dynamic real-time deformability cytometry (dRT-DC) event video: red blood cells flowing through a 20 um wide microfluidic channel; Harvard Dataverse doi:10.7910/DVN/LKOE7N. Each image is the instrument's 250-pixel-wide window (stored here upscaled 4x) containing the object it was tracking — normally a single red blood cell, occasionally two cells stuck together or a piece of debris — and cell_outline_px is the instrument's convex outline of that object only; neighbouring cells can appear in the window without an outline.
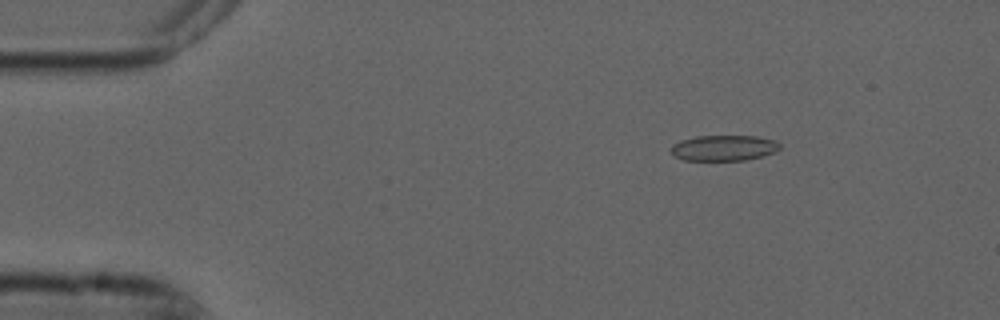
{"species": "common noctule bat (a hibernating species)", "species_latin": "Nyctalus noctula", "temperature_condition": "cold", "stored_images_in_passage": 54, "camera_frame_rate_fps": 3000, "um_per_image_px": 0.085, "animal": {"sex": "male", "forearm_length_mm": 52.5}, "frame": {"image": 1, "passage_image": 8, "time_ms": 2.333, "image_size_px": [1000, 320], "cell_outline_px": [[780, 148], [764, 156], [744, 160], [684, 160], [676, 156], [672, 152], [672, 144], [680, 140], [696, 136], [756, 136], [772, 140], [780, 144]], "centroid_in_image_um": [61.51, 12.57], "position_along_channel_um": 23.5, "area_um2": 16.07}}
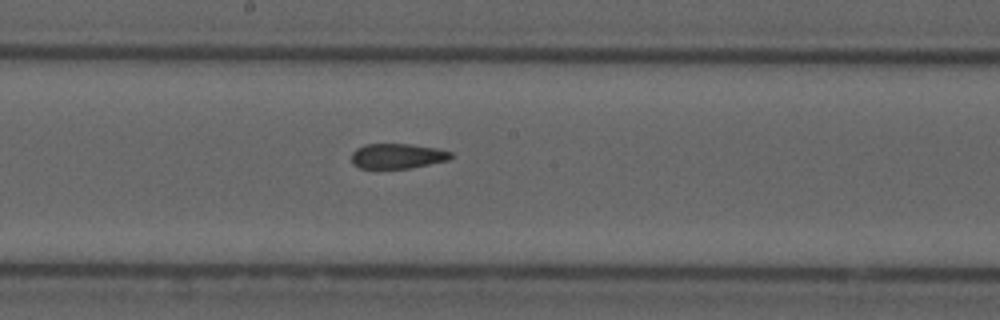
{"frame": {"image": 2, "passage_image": 29, "time_ms": 9.333, "image_size_px": [1000, 320], "cell_outline_px": [[452, 156], [448, 160], [408, 168], [360, 168], [352, 164], [352, 152], [356, 148], [364, 144], [412, 144], [436, 148], [452, 152]], "centroid_in_image_um": [33.75, 13.25], "position_along_channel_um": 214.5, "area_um2": 14.45}}
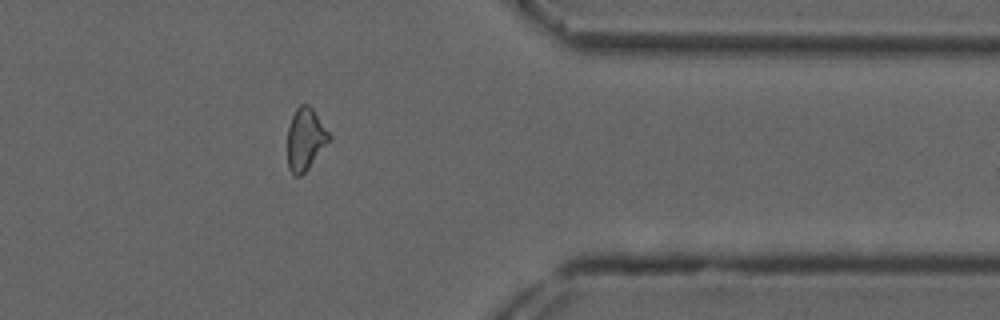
{"frame": {"image": 3, "passage_image": 44, "time_ms": 14.333, "image_size_px": [1000, 320], "cell_outline_px": [[332, 136], [308, 168], [300, 176], [292, 176], [288, 168], [288, 128], [292, 116], [296, 108], [300, 104], [308, 104], [312, 108]], "centroid_in_image_um": [25.94, 11.82], "position_along_channel_um": 385.5, "area_um2": 14.91}, "authors_computed_cell_mechanics": {"area_um2": 15.8372, "velocity_mm_per_s": 3.7473, "shape_relaxation_time_tau1_ms": null, "shape_relaxation_time_tau2_ms": 4.0984, "deformation_change_tau1": null, "deformation_change_tau2": 0.1075}}